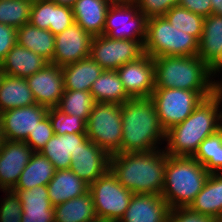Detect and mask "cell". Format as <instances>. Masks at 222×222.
Here are the masks:
<instances>
[{"label": "cell", "mask_w": 222, "mask_h": 222, "mask_svg": "<svg viewBox=\"0 0 222 222\" xmlns=\"http://www.w3.org/2000/svg\"><path fill=\"white\" fill-rule=\"evenodd\" d=\"M222 105L214 95L205 98L180 124L166 131L164 146L170 156L192 157L199 144L222 128Z\"/></svg>", "instance_id": "obj_3"}, {"label": "cell", "mask_w": 222, "mask_h": 222, "mask_svg": "<svg viewBox=\"0 0 222 222\" xmlns=\"http://www.w3.org/2000/svg\"><path fill=\"white\" fill-rule=\"evenodd\" d=\"M210 173L193 157L167 155L161 196L171 209L188 208Z\"/></svg>", "instance_id": "obj_5"}, {"label": "cell", "mask_w": 222, "mask_h": 222, "mask_svg": "<svg viewBox=\"0 0 222 222\" xmlns=\"http://www.w3.org/2000/svg\"><path fill=\"white\" fill-rule=\"evenodd\" d=\"M213 95L217 98L218 102L222 103V81H213Z\"/></svg>", "instance_id": "obj_45"}, {"label": "cell", "mask_w": 222, "mask_h": 222, "mask_svg": "<svg viewBox=\"0 0 222 222\" xmlns=\"http://www.w3.org/2000/svg\"><path fill=\"white\" fill-rule=\"evenodd\" d=\"M144 54L153 59L158 56H196L199 41L192 35L172 26L164 17H152L147 21Z\"/></svg>", "instance_id": "obj_6"}, {"label": "cell", "mask_w": 222, "mask_h": 222, "mask_svg": "<svg viewBox=\"0 0 222 222\" xmlns=\"http://www.w3.org/2000/svg\"><path fill=\"white\" fill-rule=\"evenodd\" d=\"M13 191L18 194L22 204L21 222H54V207L49 199L47 185Z\"/></svg>", "instance_id": "obj_19"}, {"label": "cell", "mask_w": 222, "mask_h": 222, "mask_svg": "<svg viewBox=\"0 0 222 222\" xmlns=\"http://www.w3.org/2000/svg\"><path fill=\"white\" fill-rule=\"evenodd\" d=\"M212 6V14L222 16V0H210Z\"/></svg>", "instance_id": "obj_46"}, {"label": "cell", "mask_w": 222, "mask_h": 222, "mask_svg": "<svg viewBox=\"0 0 222 222\" xmlns=\"http://www.w3.org/2000/svg\"><path fill=\"white\" fill-rule=\"evenodd\" d=\"M143 55V44L138 40L111 39L106 35L92 39L90 57L104 70H117Z\"/></svg>", "instance_id": "obj_11"}, {"label": "cell", "mask_w": 222, "mask_h": 222, "mask_svg": "<svg viewBox=\"0 0 222 222\" xmlns=\"http://www.w3.org/2000/svg\"><path fill=\"white\" fill-rule=\"evenodd\" d=\"M121 119V153L147 152L161 148L166 132L151 98H131L124 102L121 105Z\"/></svg>", "instance_id": "obj_2"}, {"label": "cell", "mask_w": 222, "mask_h": 222, "mask_svg": "<svg viewBox=\"0 0 222 222\" xmlns=\"http://www.w3.org/2000/svg\"><path fill=\"white\" fill-rule=\"evenodd\" d=\"M179 6L203 17H208L212 14L210 0H180Z\"/></svg>", "instance_id": "obj_44"}, {"label": "cell", "mask_w": 222, "mask_h": 222, "mask_svg": "<svg viewBox=\"0 0 222 222\" xmlns=\"http://www.w3.org/2000/svg\"><path fill=\"white\" fill-rule=\"evenodd\" d=\"M36 104L47 108L57 107L65 91L63 72L60 66L49 63L26 78Z\"/></svg>", "instance_id": "obj_15"}, {"label": "cell", "mask_w": 222, "mask_h": 222, "mask_svg": "<svg viewBox=\"0 0 222 222\" xmlns=\"http://www.w3.org/2000/svg\"><path fill=\"white\" fill-rule=\"evenodd\" d=\"M55 171L50 160L40 152H34L12 190H29L36 186L48 185L54 177Z\"/></svg>", "instance_id": "obj_30"}, {"label": "cell", "mask_w": 222, "mask_h": 222, "mask_svg": "<svg viewBox=\"0 0 222 222\" xmlns=\"http://www.w3.org/2000/svg\"><path fill=\"white\" fill-rule=\"evenodd\" d=\"M92 39L91 34L74 22L63 32L55 35V49L51 63L63 67L89 57Z\"/></svg>", "instance_id": "obj_12"}, {"label": "cell", "mask_w": 222, "mask_h": 222, "mask_svg": "<svg viewBox=\"0 0 222 222\" xmlns=\"http://www.w3.org/2000/svg\"><path fill=\"white\" fill-rule=\"evenodd\" d=\"M47 64L49 62L46 59L16 43L0 66L5 75L27 78L43 69Z\"/></svg>", "instance_id": "obj_21"}, {"label": "cell", "mask_w": 222, "mask_h": 222, "mask_svg": "<svg viewBox=\"0 0 222 222\" xmlns=\"http://www.w3.org/2000/svg\"><path fill=\"white\" fill-rule=\"evenodd\" d=\"M188 208L195 213L219 218L222 213V173H210L203 189Z\"/></svg>", "instance_id": "obj_26"}, {"label": "cell", "mask_w": 222, "mask_h": 222, "mask_svg": "<svg viewBox=\"0 0 222 222\" xmlns=\"http://www.w3.org/2000/svg\"><path fill=\"white\" fill-rule=\"evenodd\" d=\"M126 93L131 98H150L155 89L154 61L144 54L138 60L126 63L117 70Z\"/></svg>", "instance_id": "obj_14"}, {"label": "cell", "mask_w": 222, "mask_h": 222, "mask_svg": "<svg viewBox=\"0 0 222 222\" xmlns=\"http://www.w3.org/2000/svg\"><path fill=\"white\" fill-rule=\"evenodd\" d=\"M47 115L56 135L86 133V121L76 115H67L57 107L48 108Z\"/></svg>", "instance_id": "obj_36"}, {"label": "cell", "mask_w": 222, "mask_h": 222, "mask_svg": "<svg viewBox=\"0 0 222 222\" xmlns=\"http://www.w3.org/2000/svg\"><path fill=\"white\" fill-rule=\"evenodd\" d=\"M134 2L139 12L149 19L164 16L171 8L179 5L180 0H134Z\"/></svg>", "instance_id": "obj_41"}, {"label": "cell", "mask_w": 222, "mask_h": 222, "mask_svg": "<svg viewBox=\"0 0 222 222\" xmlns=\"http://www.w3.org/2000/svg\"><path fill=\"white\" fill-rule=\"evenodd\" d=\"M6 193L0 203V222H21L22 204L18 194L10 190H2Z\"/></svg>", "instance_id": "obj_37"}, {"label": "cell", "mask_w": 222, "mask_h": 222, "mask_svg": "<svg viewBox=\"0 0 222 222\" xmlns=\"http://www.w3.org/2000/svg\"><path fill=\"white\" fill-rule=\"evenodd\" d=\"M192 157L209 173H222V128L205 138Z\"/></svg>", "instance_id": "obj_32"}, {"label": "cell", "mask_w": 222, "mask_h": 222, "mask_svg": "<svg viewBox=\"0 0 222 222\" xmlns=\"http://www.w3.org/2000/svg\"><path fill=\"white\" fill-rule=\"evenodd\" d=\"M47 188L50 202L54 207L87 193L89 184L80 179L71 169H64L55 171Z\"/></svg>", "instance_id": "obj_23"}, {"label": "cell", "mask_w": 222, "mask_h": 222, "mask_svg": "<svg viewBox=\"0 0 222 222\" xmlns=\"http://www.w3.org/2000/svg\"><path fill=\"white\" fill-rule=\"evenodd\" d=\"M121 105L96 102L86 122V135L109 155L121 153Z\"/></svg>", "instance_id": "obj_7"}, {"label": "cell", "mask_w": 222, "mask_h": 222, "mask_svg": "<svg viewBox=\"0 0 222 222\" xmlns=\"http://www.w3.org/2000/svg\"><path fill=\"white\" fill-rule=\"evenodd\" d=\"M48 108L39 104L13 108L1 113L3 138L8 141L25 142L29 133L47 115Z\"/></svg>", "instance_id": "obj_13"}, {"label": "cell", "mask_w": 222, "mask_h": 222, "mask_svg": "<svg viewBox=\"0 0 222 222\" xmlns=\"http://www.w3.org/2000/svg\"><path fill=\"white\" fill-rule=\"evenodd\" d=\"M148 18L139 12L134 1L111 4L105 20L103 35L111 39L138 40L144 44Z\"/></svg>", "instance_id": "obj_10"}, {"label": "cell", "mask_w": 222, "mask_h": 222, "mask_svg": "<svg viewBox=\"0 0 222 222\" xmlns=\"http://www.w3.org/2000/svg\"><path fill=\"white\" fill-rule=\"evenodd\" d=\"M97 218L119 222L129 206L133 193L122 186L109 169L89 185Z\"/></svg>", "instance_id": "obj_9"}, {"label": "cell", "mask_w": 222, "mask_h": 222, "mask_svg": "<svg viewBox=\"0 0 222 222\" xmlns=\"http://www.w3.org/2000/svg\"><path fill=\"white\" fill-rule=\"evenodd\" d=\"M55 135L49 116L46 115L29 133L25 143L34 151L40 152L46 143Z\"/></svg>", "instance_id": "obj_38"}, {"label": "cell", "mask_w": 222, "mask_h": 222, "mask_svg": "<svg viewBox=\"0 0 222 222\" xmlns=\"http://www.w3.org/2000/svg\"><path fill=\"white\" fill-rule=\"evenodd\" d=\"M211 95L213 92L155 88L150 98L155 104L159 121L166 132L183 122L200 102Z\"/></svg>", "instance_id": "obj_8"}, {"label": "cell", "mask_w": 222, "mask_h": 222, "mask_svg": "<svg viewBox=\"0 0 222 222\" xmlns=\"http://www.w3.org/2000/svg\"><path fill=\"white\" fill-rule=\"evenodd\" d=\"M217 222H222V213H221V215L219 216V218L217 219Z\"/></svg>", "instance_id": "obj_53"}, {"label": "cell", "mask_w": 222, "mask_h": 222, "mask_svg": "<svg viewBox=\"0 0 222 222\" xmlns=\"http://www.w3.org/2000/svg\"><path fill=\"white\" fill-rule=\"evenodd\" d=\"M95 103L89 91L65 90L57 108L67 115H76L87 122Z\"/></svg>", "instance_id": "obj_33"}, {"label": "cell", "mask_w": 222, "mask_h": 222, "mask_svg": "<svg viewBox=\"0 0 222 222\" xmlns=\"http://www.w3.org/2000/svg\"><path fill=\"white\" fill-rule=\"evenodd\" d=\"M70 169L90 185L110 169V155L88 139L71 153Z\"/></svg>", "instance_id": "obj_16"}, {"label": "cell", "mask_w": 222, "mask_h": 222, "mask_svg": "<svg viewBox=\"0 0 222 222\" xmlns=\"http://www.w3.org/2000/svg\"><path fill=\"white\" fill-rule=\"evenodd\" d=\"M52 17V1L39 0L32 2L29 23L40 29L49 30Z\"/></svg>", "instance_id": "obj_39"}, {"label": "cell", "mask_w": 222, "mask_h": 222, "mask_svg": "<svg viewBox=\"0 0 222 222\" xmlns=\"http://www.w3.org/2000/svg\"><path fill=\"white\" fill-rule=\"evenodd\" d=\"M4 73L2 72V69H1V66H0V82H1V79L3 77Z\"/></svg>", "instance_id": "obj_52"}, {"label": "cell", "mask_w": 222, "mask_h": 222, "mask_svg": "<svg viewBox=\"0 0 222 222\" xmlns=\"http://www.w3.org/2000/svg\"><path fill=\"white\" fill-rule=\"evenodd\" d=\"M96 218L90 191L54 206V222H90Z\"/></svg>", "instance_id": "obj_31"}, {"label": "cell", "mask_w": 222, "mask_h": 222, "mask_svg": "<svg viewBox=\"0 0 222 222\" xmlns=\"http://www.w3.org/2000/svg\"><path fill=\"white\" fill-rule=\"evenodd\" d=\"M65 90L89 91L104 69L90 56L61 67Z\"/></svg>", "instance_id": "obj_25"}, {"label": "cell", "mask_w": 222, "mask_h": 222, "mask_svg": "<svg viewBox=\"0 0 222 222\" xmlns=\"http://www.w3.org/2000/svg\"><path fill=\"white\" fill-rule=\"evenodd\" d=\"M222 71V57L220 58V60L211 68V74H212V79L213 81H215V77L218 76L219 79V75L221 74ZM220 73V74H219Z\"/></svg>", "instance_id": "obj_47"}, {"label": "cell", "mask_w": 222, "mask_h": 222, "mask_svg": "<svg viewBox=\"0 0 222 222\" xmlns=\"http://www.w3.org/2000/svg\"><path fill=\"white\" fill-rule=\"evenodd\" d=\"M87 140L86 133L55 134L40 153L51 161L56 170L70 169L71 153H74Z\"/></svg>", "instance_id": "obj_20"}, {"label": "cell", "mask_w": 222, "mask_h": 222, "mask_svg": "<svg viewBox=\"0 0 222 222\" xmlns=\"http://www.w3.org/2000/svg\"><path fill=\"white\" fill-rule=\"evenodd\" d=\"M17 43V29L0 23V63Z\"/></svg>", "instance_id": "obj_43"}, {"label": "cell", "mask_w": 222, "mask_h": 222, "mask_svg": "<svg viewBox=\"0 0 222 222\" xmlns=\"http://www.w3.org/2000/svg\"><path fill=\"white\" fill-rule=\"evenodd\" d=\"M90 222H109V221L101 219V218H96V219H94L93 221H90Z\"/></svg>", "instance_id": "obj_51"}, {"label": "cell", "mask_w": 222, "mask_h": 222, "mask_svg": "<svg viewBox=\"0 0 222 222\" xmlns=\"http://www.w3.org/2000/svg\"><path fill=\"white\" fill-rule=\"evenodd\" d=\"M34 151L25 143L5 140L0 147V190L13 189Z\"/></svg>", "instance_id": "obj_17"}, {"label": "cell", "mask_w": 222, "mask_h": 222, "mask_svg": "<svg viewBox=\"0 0 222 222\" xmlns=\"http://www.w3.org/2000/svg\"><path fill=\"white\" fill-rule=\"evenodd\" d=\"M107 1L110 2L111 4H116V3H128L134 0H107Z\"/></svg>", "instance_id": "obj_49"}, {"label": "cell", "mask_w": 222, "mask_h": 222, "mask_svg": "<svg viewBox=\"0 0 222 222\" xmlns=\"http://www.w3.org/2000/svg\"><path fill=\"white\" fill-rule=\"evenodd\" d=\"M57 4L66 5L72 7L76 0H51Z\"/></svg>", "instance_id": "obj_48"}, {"label": "cell", "mask_w": 222, "mask_h": 222, "mask_svg": "<svg viewBox=\"0 0 222 222\" xmlns=\"http://www.w3.org/2000/svg\"><path fill=\"white\" fill-rule=\"evenodd\" d=\"M170 210L161 195L133 194L119 222H168Z\"/></svg>", "instance_id": "obj_18"}, {"label": "cell", "mask_w": 222, "mask_h": 222, "mask_svg": "<svg viewBox=\"0 0 222 222\" xmlns=\"http://www.w3.org/2000/svg\"><path fill=\"white\" fill-rule=\"evenodd\" d=\"M32 1L0 0V23L20 28L29 23Z\"/></svg>", "instance_id": "obj_35"}, {"label": "cell", "mask_w": 222, "mask_h": 222, "mask_svg": "<svg viewBox=\"0 0 222 222\" xmlns=\"http://www.w3.org/2000/svg\"><path fill=\"white\" fill-rule=\"evenodd\" d=\"M161 149L110 155V170L133 194L161 195L167 162V153Z\"/></svg>", "instance_id": "obj_1"}, {"label": "cell", "mask_w": 222, "mask_h": 222, "mask_svg": "<svg viewBox=\"0 0 222 222\" xmlns=\"http://www.w3.org/2000/svg\"><path fill=\"white\" fill-rule=\"evenodd\" d=\"M17 43L51 63L55 49V35L51 31L24 24L17 28Z\"/></svg>", "instance_id": "obj_28"}, {"label": "cell", "mask_w": 222, "mask_h": 222, "mask_svg": "<svg viewBox=\"0 0 222 222\" xmlns=\"http://www.w3.org/2000/svg\"><path fill=\"white\" fill-rule=\"evenodd\" d=\"M74 23L72 7L57 4L52 1V17L50 31L56 35L63 32Z\"/></svg>", "instance_id": "obj_40"}, {"label": "cell", "mask_w": 222, "mask_h": 222, "mask_svg": "<svg viewBox=\"0 0 222 222\" xmlns=\"http://www.w3.org/2000/svg\"><path fill=\"white\" fill-rule=\"evenodd\" d=\"M164 17L173 27L194 36L200 41L203 33V16L176 5L171 8Z\"/></svg>", "instance_id": "obj_34"}, {"label": "cell", "mask_w": 222, "mask_h": 222, "mask_svg": "<svg viewBox=\"0 0 222 222\" xmlns=\"http://www.w3.org/2000/svg\"><path fill=\"white\" fill-rule=\"evenodd\" d=\"M3 141H4V138H3L1 123H0V147L2 146Z\"/></svg>", "instance_id": "obj_50"}, {"label": "cell", "mask_w": 222, "mask_h": 222, "mask_svg": "<svg viewBox=\"0 0 222 222\" xmlns=\"http://www.w3.org/2000/svg\"><path fill=\"white\" fill-rule=\"evenodd\" d=\"M90 93L94 101L99 103H116L122 105L131 99L126 93L116 70H104L94 81Z\"/></svg>", "instance_id": "obj_29"}, {"label": "cell", "mask_w": 222, "mask_h": 222, "mask_svg": "<svg viewBox=\"0 0 222 222\" xmlns=\"http://www.w3.org/2000/svg\"><path fill=\"white\" fill-rule=\"evenodd\" d=\"M154 61L155 88L213 92L211 68L196 56H158Z\"/></svg>", "instance_id": "obj_4"}, {"label": "cell", "mask_w": 222, "mask_h": 222, "mask_svg": "<svg viewBox=\"0 0 222 222\" xmlns=\"http://www.w3.org/2000/svg\"><path fill=\"white\" fill-rule=\"evenodd\" d=\"M197 55L210 68L222 57V16L211 14L204 17Z\"/></svg>", "instance_id": "obj_24"}, {"label": "cell", "mask_w": 222, "mask_h": 222, "mask_svg": "<svg viewBox=\"0 0 222 222\" xmlns=\"http://www.w3.org/2000/svg\"><path fill=\"white\" fill-rule=\"evenodd\" d=\"M110 5L107 0H76L72 6L74 22L93 37L103 35Z\"/></svg>", "instance_id": "obj_22"}, {"label": "cell", "mask_w": 222, "mask_h": 222, "mask_svg": "<svg viewBox=\"0 0 222 222\" xmlns=\"http://www.w3.org/2000/svg\"><path fill=\"white\" fill-rule=\"evenodd\" d=\"M168 222H217V219L195 213L189 208H174L170 210Z\"/></svg>", "instance_id": "obj_42"}, {"label": "cell", "mask_w": 222, "mask_h": 222, "mask_svg": "<svg viewBox=\"0 0 222 222\" xmlns=\"http://www.w3.org/2000/svg\"><path fill=\"white\" fill-rule=\"evenodd\" d=\"M36 104L26 78L3 75L0 82V112Z\"/></svg>", "instance_id": "obj_27"}]
</instances>
